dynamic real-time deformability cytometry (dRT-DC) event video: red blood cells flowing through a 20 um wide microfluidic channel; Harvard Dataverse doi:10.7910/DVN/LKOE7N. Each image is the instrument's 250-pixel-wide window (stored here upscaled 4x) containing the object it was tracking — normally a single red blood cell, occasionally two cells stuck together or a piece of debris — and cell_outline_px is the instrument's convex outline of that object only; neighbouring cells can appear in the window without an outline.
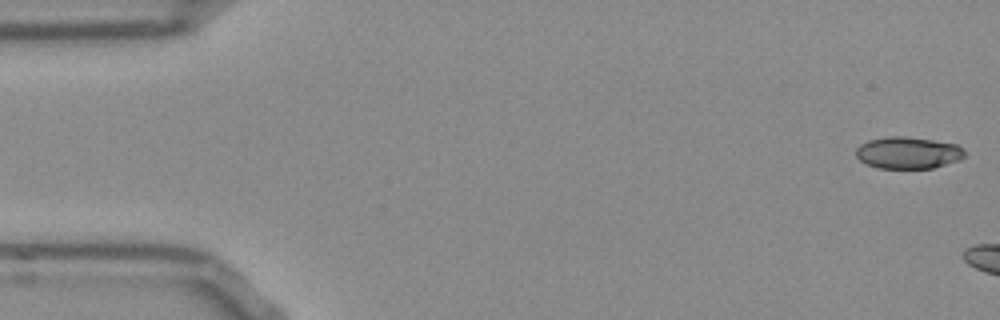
{"species": "Egyptian fruit bat (a non-hibernating species)", "species_latin": "Rousettus aegyptiacus", "temperature_condition": "room temperature", "stored_images_in_passage": 5, "camera_frame_rate_fps": 3000, "um_per_image_px": 0.085, "frame": {"image": 1, "passage_image": 1, "time_ms": 0.0, "image_size_px": [1000, 320], "cell_outline_px": [[964, 156], [956, 160], [932, 168], [876, 168], [860, 160], [856, 156], [856, 148], [860, 144], [868, 140], [888, 136], [904, 136], [932, 140], [956, 144], [964, 152]], "centroid_in_image_um": [77.11, 12.98], "position_along_channel_um": 7.9, "area_um2": 19.88}}